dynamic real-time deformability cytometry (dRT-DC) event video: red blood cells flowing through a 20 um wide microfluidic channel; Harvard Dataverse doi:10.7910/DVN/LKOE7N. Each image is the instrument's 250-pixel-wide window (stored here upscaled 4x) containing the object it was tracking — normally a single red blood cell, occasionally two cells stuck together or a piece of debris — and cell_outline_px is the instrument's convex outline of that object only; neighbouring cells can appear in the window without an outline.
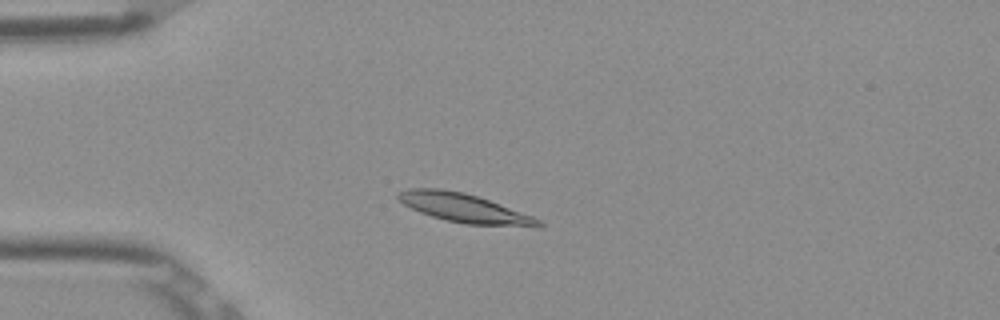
{"species": "Egyptian fruit bat (a non-hibernating species)", "species_latin": "Rousettus aegyptiacus", "temperature_condition": "room temperature", "stored_images_in_passage": 50, "camera_frame_rate_fps": 3000, "um_per_image_px": 0.085, "frame": {"image": 1, "passage_image": 11, "time_ms": 3.333, "image_size_px": [1000, 320], "cell_outline_px": [[544, 228], [536, 228], [464, 224], [432, 216], [420, 212], [404, 204], [396, 196], [400, 192], [408, 188], [440, 188], [464, 192], [488, 200], [532, 216], [540, 220], [544, 224]], "centroid_in_image_um": [39.54, 17.71], "position_along_channel_um": 45.5, "area_um2": 23.64}}
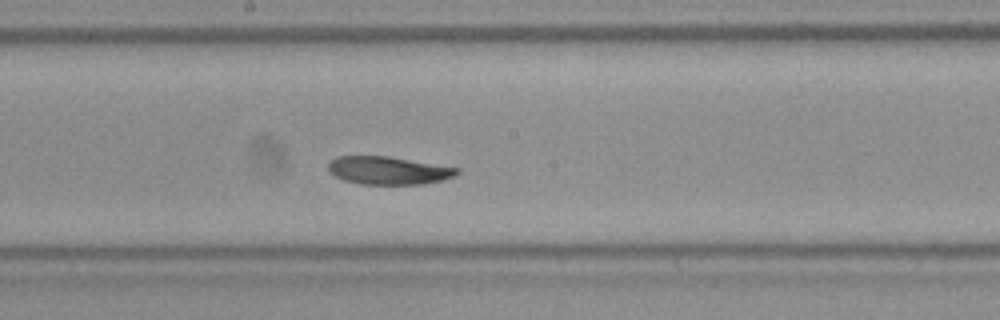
{"frame": {"image": 2, "passage_image": 26, "time_ms": 8.333, "image_size_px": [1000, 320], "cell_outline_px": [[460, 172], [456, 176], [440, 180], [420, 184], [360, 184], [344, 180], [332, 176], [328, 172], [328, 164], [336, 156], [388, 156], [460, 168]], "centroid_in_image_um": [32.98, 14.49], "position_along_channel_um": 215.2, "area_um2": 21.04}}
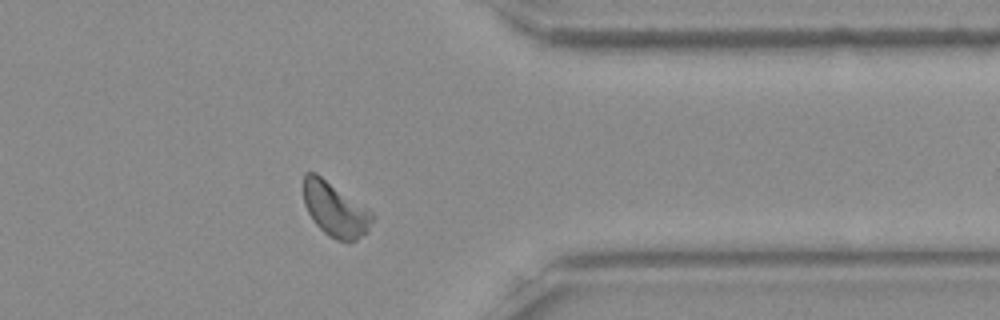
{"frame": {"image": 3, "passage_image": 40, "time_ms": 13.0, "image_size_px": [1000, 320], "cell_outline_px": [[376, 216], [368, 232], [356, 240], [348, 244], [336, 240], [328, 236], [312, 220], [304, 204], [304, 172], [316, 172], [368, 208]], "centroid_in_image_um": [28.52, 17.83], "position_along_channel_um": 382.9, "area_um2": 22.2}}